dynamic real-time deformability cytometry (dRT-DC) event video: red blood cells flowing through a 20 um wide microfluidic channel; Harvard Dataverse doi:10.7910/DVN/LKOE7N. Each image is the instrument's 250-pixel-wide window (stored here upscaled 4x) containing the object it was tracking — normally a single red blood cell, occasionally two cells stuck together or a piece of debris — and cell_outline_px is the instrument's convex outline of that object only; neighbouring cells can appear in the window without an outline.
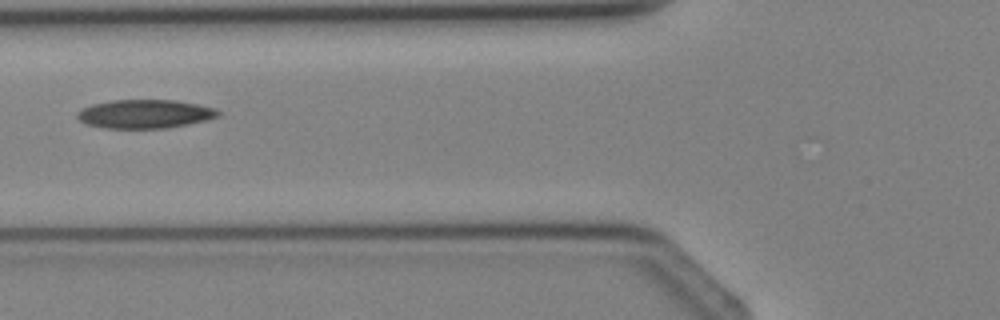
{"species": "Egyptian fruit bat (a non-hibernating species)", "species_latin": "Rousettus aegyptiacus", "temperature_condition": "cold", "stored_images_in_passage": 4, "camera_frame_rate_fps": 3000, "um_per_image_px": 0.085, "animal": {"sex": "female"}, "frame": {"image": 1, "passage_image": 4, "time_ms": 4.333, "image_size_px": [1000, 320], "cell_outline_px": [[220, 116], [208, 120], [188, 124], [164, 128], [104, 128], [88, 124], [80, 120], [76, 116], [76, 112], [92, 104], [112, 100], [176, 100], [216, 108], [220, 112]], "centroid_in_image_um": [12.34, 9.68], "position_along_channel_um": 113.5, "area_um2": 23.52}}